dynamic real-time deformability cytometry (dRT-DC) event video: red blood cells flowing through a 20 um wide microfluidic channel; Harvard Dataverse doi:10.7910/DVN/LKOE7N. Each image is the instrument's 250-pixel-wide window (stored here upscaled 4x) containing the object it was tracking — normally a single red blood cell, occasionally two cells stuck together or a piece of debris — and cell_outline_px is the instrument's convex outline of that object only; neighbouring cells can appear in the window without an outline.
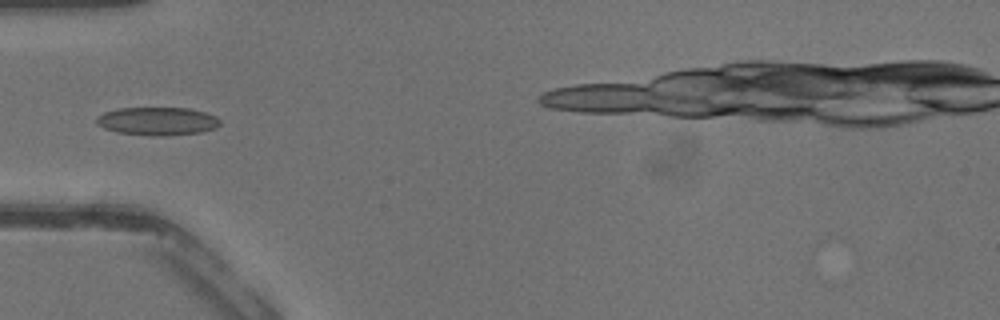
{"species": "common noctule bat (a hibernating species)", "species_latin": "Nyctalus noctula", "temperature_condition": "warm", "stored_images_in_passage": 43, "segment_of_instrument_passage": [2, 2], "camera_frame_rate_fps": 3000, "um_per_image_px": 0.085, "animal": {"sex": "male", "body_mass_g": 13.3}, "frame": {"image": 1, "passage_image": 15, "time_ms": 4.667, "image_size_px": [1000, 320], "cell_outline_px": [[220, 124], [216, 128], [200, 132], [164, 136], [152, 136], [116, 132], [104, 128], [96, 124], [96, 116], [104, 112], [116, 108], [188, 108], [204, 112], [216, 116], [220, 120]], "centroid_in_image_um": [13.35, 10.3], "position_along_channel_um": 71.6, "area_um2": 20.4}}
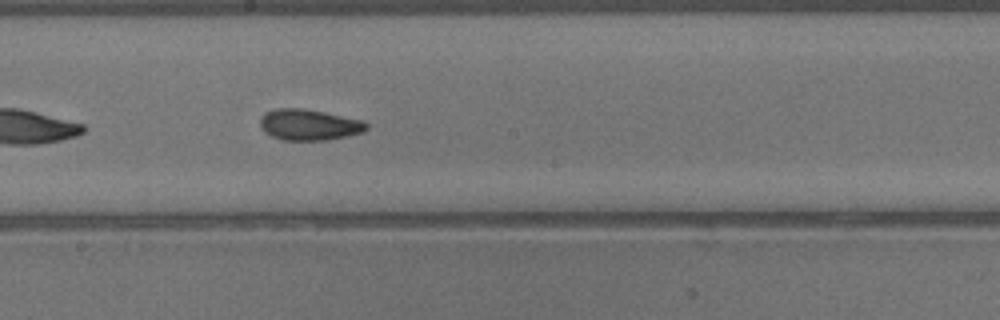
{"frame": {"image": 2, "passage_image": 24, "time_ms": 7.667, "image_size_px": [1000, 320], "cell_outline_px": [[368, 128], [360, 132], [348, 136], [324, 140], [280, 140], [264, 132], [260, 124], [260, 116], [264, 112], [276, 108], [304, 108], [364, 120], [368, 124]], "centroid_in_image_um": [26.24, 10.59], "position_along_channel_um": 222.0, "area_um2": 19.36}}
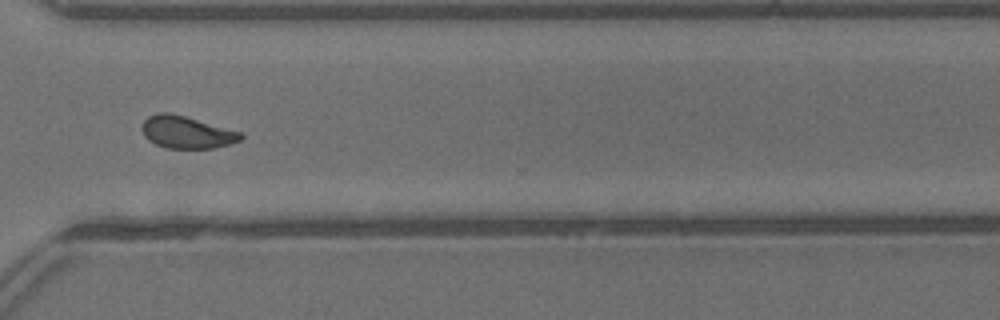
{"frame": {"image": 3, "passage_image": 32, "time_ms": 10.333, "image_size_px": [1000, 320], "cell_outline_px": [[244, 136], [240, 140], [228, 144], [212, 148], [168, 148], [156, 144], [148, 140], [144, 136], [140, 128], [144, 120], [148, 116], [160, 112], [168, 112], [184, 116], [244, 132]], "centroid_in_image_um": [15.86, 11.23], "position_along_channel_um": 354.7, "area_um2": 18.61}}